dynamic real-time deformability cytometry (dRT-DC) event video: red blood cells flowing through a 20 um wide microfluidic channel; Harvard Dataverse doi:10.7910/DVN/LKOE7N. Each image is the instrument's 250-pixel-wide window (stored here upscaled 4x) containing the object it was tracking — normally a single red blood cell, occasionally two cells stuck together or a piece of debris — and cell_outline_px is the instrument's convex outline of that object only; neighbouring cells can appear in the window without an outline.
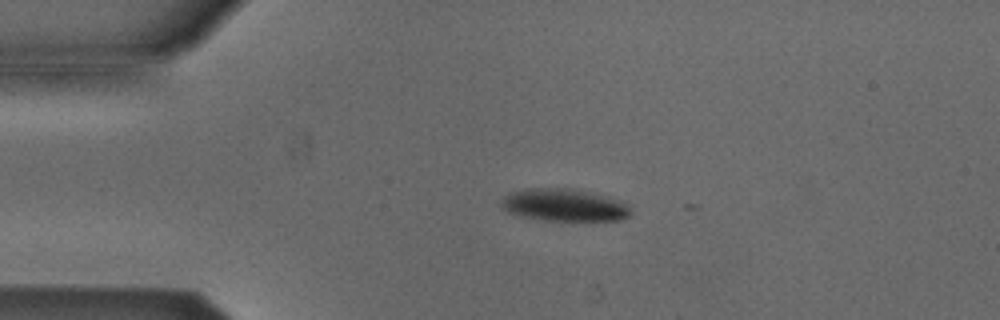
{"species": "Egyptian fruit bat (a non-hibernating species)", "species_latin": "Rousettus aegyptiacus", "temperature_condition": "cold", "stored_images_in_passage": 5, "camera_frame_rate_fps": 3000, "um_per_image_px": 0.085, "animal": {"sex": "male"}, "frame": {"image": 1, "passage_image": 1, "time_ms": 0.0, "image_size_px": [1000, 320], "cell_outline_px": [[632, 212], [628, 216], [620, 220], [544, 220], [520, 216], [508, 212], [500, 208], [500, 204], [504, 196], [508, 192], [528, 188], [568, 188], [604, 196], [628, 204]], "centroid_in_image_um": [47.88, 17.43], "position_along_channel_um": 37.1, "area_um2": 24.28}}